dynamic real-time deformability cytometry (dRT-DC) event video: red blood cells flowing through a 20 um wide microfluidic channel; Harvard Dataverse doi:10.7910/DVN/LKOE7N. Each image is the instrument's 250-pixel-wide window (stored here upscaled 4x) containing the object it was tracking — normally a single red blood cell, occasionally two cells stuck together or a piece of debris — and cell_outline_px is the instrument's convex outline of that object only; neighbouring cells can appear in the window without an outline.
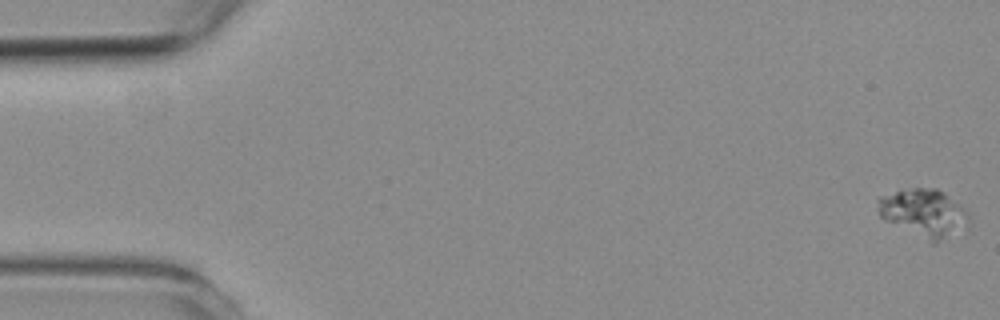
{"species": "common noctule bat (a hibernating species)", "species_latin": "Nyctalus noctula", "temperature_condition": "room temperature", "stored_images_in_passage": 59, "camera_frame_rate_fps": 3000, "um_per_image_px": 0.085, "animal": {"sex": "female", "body_mass_g": 19.3, "forearm_length_mm": 54.1}, "frame": {"image": 1, "passage_image": 1, "time_ms": 0.0, "image_size_px": [1000, 320], "cell_outline_px": [[968, 228], [936, 244], [932, 244], [880, 216], [876, 208], [876, 200], [880, 196], [912, 188], [936, 188], [944, 192], [964, 208], [968, 212]], "centroid_in_image_um": [78.56, 18.12], "position_along_channel_um": 6.4, "area_um2": 25.49}}
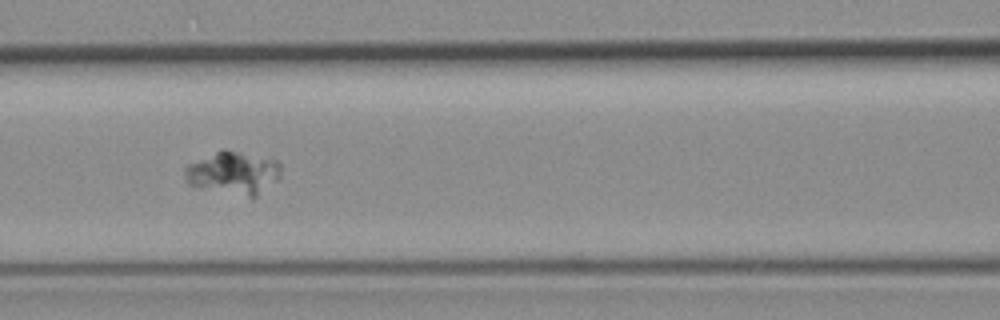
{"frame": {"image": 2, "passage_image": 26, "time_ms": 8.333, "image_size_px": [1000, 320], "cell_outline_px": [[280, 176], [276, 180], [252, 200], [200, 188], [188, 184], [184, 176], [184, 168], [188, 164], [224, 148], [276, 160], [280, 164]], "centroid_in_image_um": [19.81, 14.74], "position_along_channel_um": 146.8, "area_um2": 24.39}}
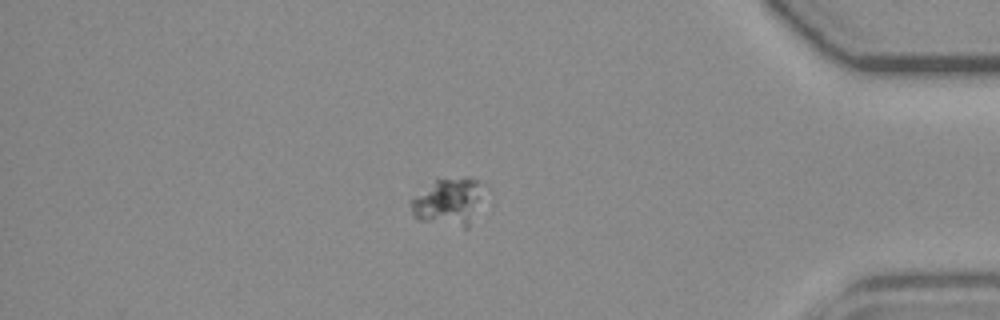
{"frame": {"image": 3, "passage_image": 51, "time_ms": 16.667, "image_size_px": [1000, 320], "cell_outline_px": [[476, 200], [468, 228], [464, 228], [416, 220], [408, 204], [408, 200], [412, 196], [436, 180], [464, 176], [476, 180]], "centroid_in_image_um": [37.9, 17.18], "position_along_channel_um": 397.3, "area_um2": 19.13}}